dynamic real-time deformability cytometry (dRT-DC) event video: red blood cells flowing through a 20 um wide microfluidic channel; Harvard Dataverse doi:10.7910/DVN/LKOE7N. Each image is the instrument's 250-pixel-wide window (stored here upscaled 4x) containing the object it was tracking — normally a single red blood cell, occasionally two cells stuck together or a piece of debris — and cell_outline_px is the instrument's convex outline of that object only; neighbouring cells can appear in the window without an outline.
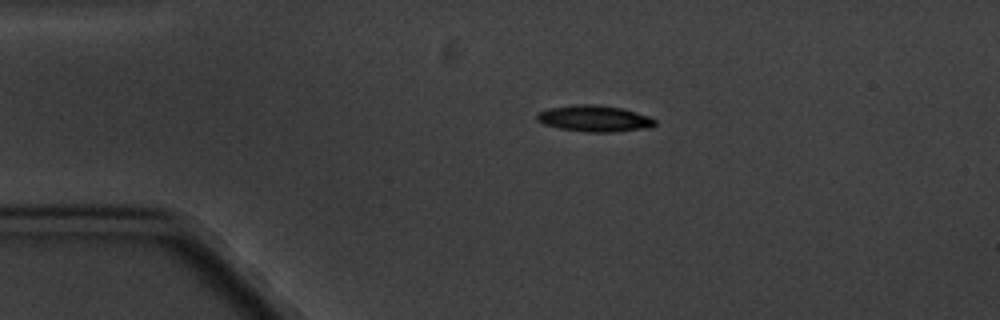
{"species": "common noctule bat (a hibernating species)", "species_latin": "Nyctalus noctula", "temperature_condition": "cold", "stored_images_in_passage": 12, "camera_frame_rate_fps": 3000, "um_per_image_px": 0.085, "animal": {"sex": "male", "body_mass_g": 20.1, "forearm_length_mm": 53.5}, "frame": {"image": 1, "passage_image": 3, "time_ms": 2.333, "image_size_px": [1000, 320], "cell_outline_px": [[656, 124], [644, 128], [612, 132], [588, 132], [560, 128], [544, 124], [536, 120], [536, 116], [540, 112], [548, 108], [576, 104], [592, 104], [620, 108], [636, 112], [648, 116], [656, 120]], "centroid_in_image_um": [50.49, 10.07], "position_along_channel_um": 34.5, "area_um2": 17.8}}
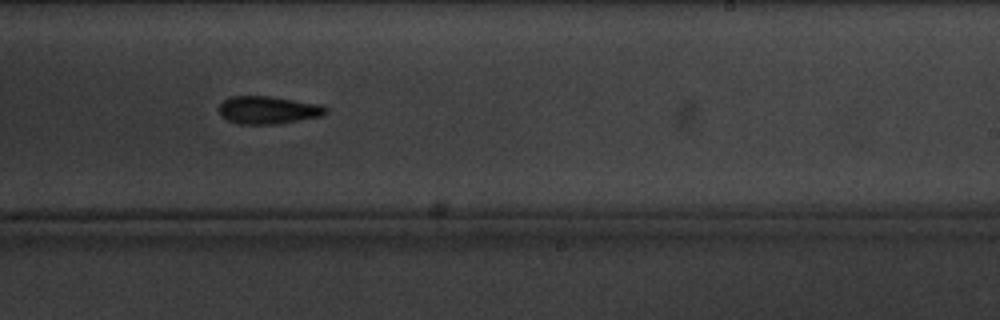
{"frame": {"image": 2, "passage_image": 10, "time_ms": 10.333, "image_size_px": [1000, 320], "cell_outline_px": [[328, 112], [324, 116], [276, 124], [240, 124], [228, 120], [220, 116], [216, 108], [224, 100], [232, 96], [268, 96], [320, 104], [328, 108]], "centroid_in_image_um": [22.78, 9.36], "position_along_channel_um": 266.2, "area_um2": 17.46}}